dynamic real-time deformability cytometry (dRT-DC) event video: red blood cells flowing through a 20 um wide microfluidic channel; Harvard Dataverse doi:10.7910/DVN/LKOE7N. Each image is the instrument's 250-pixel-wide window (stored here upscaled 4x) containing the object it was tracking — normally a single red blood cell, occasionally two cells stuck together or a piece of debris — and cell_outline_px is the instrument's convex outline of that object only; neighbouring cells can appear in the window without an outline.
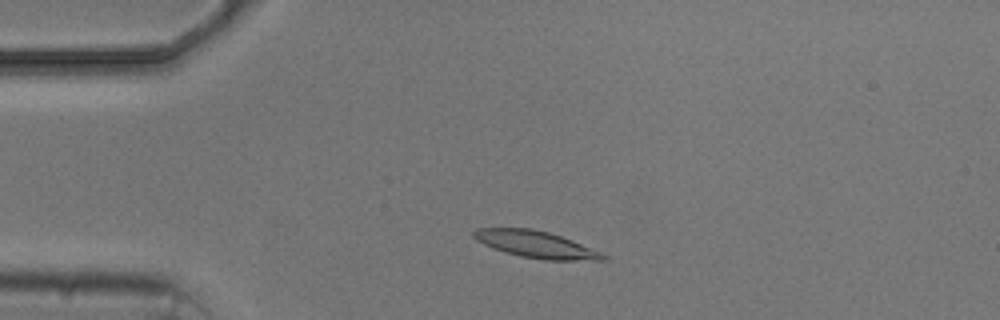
{"species": "common noctule bat (a hibernating species)", "species_latin": "Nyctalus noctula", "temperature_condition": "cold", "stored_images_in_passage": 2, "camera_frame_rate_fps": 3000, "um_per_image_px": 0.085, "animal": {"sex": "male", "body_mass_g": 20.5, "forearm_length_mm": 52.5}, "frame": {"image": 1, "passage_image": 1, "time_ms": 0.0, "image_size_px": [1000, 320], "cell_outline_px": [[608, 260], [544, 260], [520, 256], [504, 252], [492, 248], [476, 240], [472, 236], [472, 232], [476, 228], [532, 228], [548, 232], [572, 240], [600, 252], [608, 256]], "centroid_in_image_um": [45.53, 20.77], "position_along_channel_um": 39.5, "area_um2": 20.23}}